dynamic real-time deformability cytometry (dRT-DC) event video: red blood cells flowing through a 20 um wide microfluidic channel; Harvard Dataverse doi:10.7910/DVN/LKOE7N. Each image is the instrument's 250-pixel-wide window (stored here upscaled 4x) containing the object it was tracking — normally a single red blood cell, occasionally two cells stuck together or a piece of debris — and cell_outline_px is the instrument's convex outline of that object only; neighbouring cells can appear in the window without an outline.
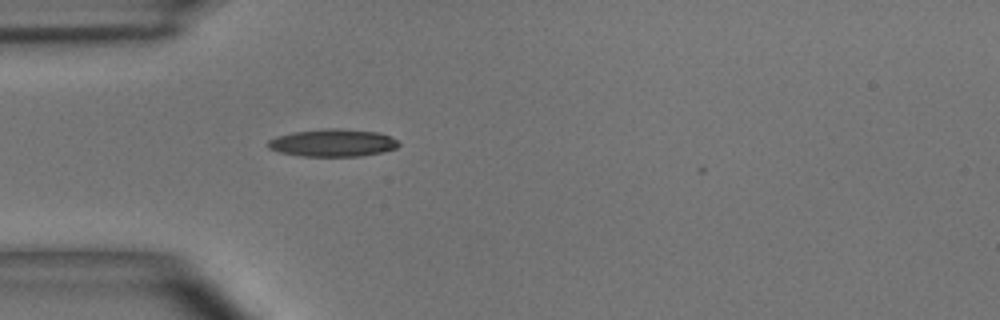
{"species": "common noctule bat (a hibernating species)", "species_latin": "Nyctalus noctula", "temperature_condition": "room temperature", "stored_images_in_passage": 35, "camera_frame_rate_fps": 3000, "um_per_image_px": 0.085, "animal": {"sex": "male", "body_mass_g": 15.6}, "frame": {"image": 1, "passage_image": 1, "time_ms": 0.0, "image_size_px": [1000, 320], "cell_outline_px": [[400, 144], [396, 148], [380, 152], [360, 156], [300, 156], [280, 152], [268, 148], [264, 144], [268, 140], [276, 136], [292, 132], [328, 128], [336, 128], [380, 132], [392, 136]], "centroid_in_image_um": [28.25, 12.13], "position_along_channel_um": 56.7, "area_um2": 21.1}}
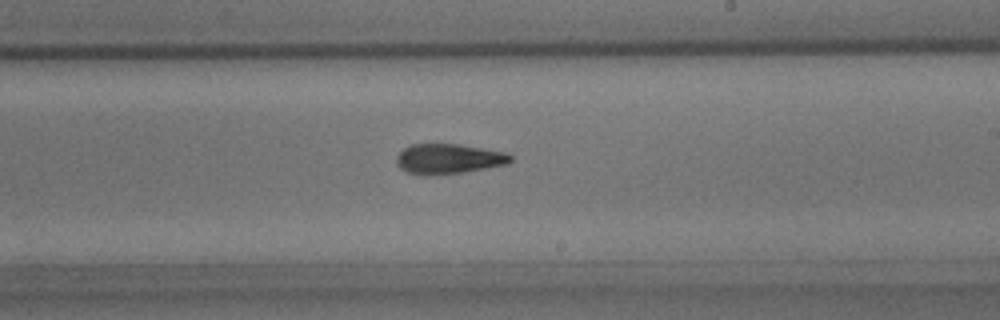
{"frame": {"image": 2, "passage_image": 16, "time_ms": 5.0, "image_size_px": [1000, 320], "cell_outline_px": [[512, 160], [508, 164], [464, 172], [408, 172], [400, 168], [396, 164], [396, 156], [404, 148], [412, 144], [460, 144], [504, 152], [512, 156]], "centroid_in_image_um": [38.16, 13.45], "position_along_channel_um": 250.8, "area_um2": 19.19}}
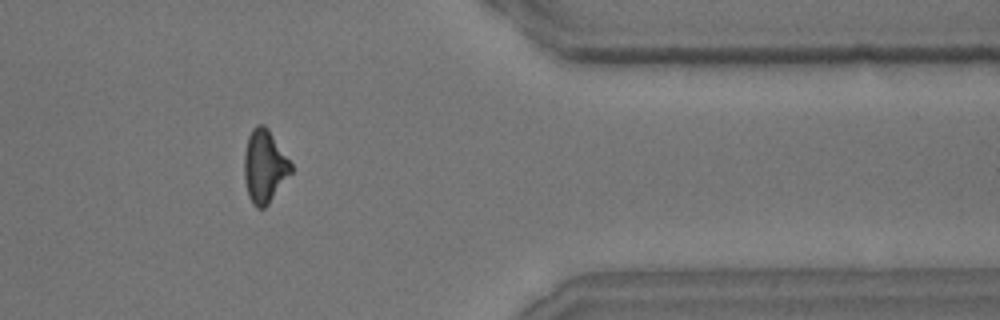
{"frame": {"image": 3, "passage_image": 28, "time_ms": 9.0, "image_size_px": [1000, 320], "cell_outline_px": [[292, 172], [268, 204], [264, 208], [256, 208], [252, 204], [248, 196], [244, 180], [244, 152], [248, 136], [252, 128], [256, 124], [264, 124], [268, 128], [292, 164]], "centroid_in_image_um": [22.46, 14.13], "position_along_channel_um": 388.9, "area_um2": 20.0}, "authors_computed_cell_mechanics": {"area_um2": 20.0566, "velocity_mm_per_s": 3.9481, "shape_relaxation_time_tau1_ms": 6.2912, "shape_relaxation_time_tau2_ms": 1.9329, "deformation_change_tau1": 0.1938, "deformation_change_tau2": 0.105}}